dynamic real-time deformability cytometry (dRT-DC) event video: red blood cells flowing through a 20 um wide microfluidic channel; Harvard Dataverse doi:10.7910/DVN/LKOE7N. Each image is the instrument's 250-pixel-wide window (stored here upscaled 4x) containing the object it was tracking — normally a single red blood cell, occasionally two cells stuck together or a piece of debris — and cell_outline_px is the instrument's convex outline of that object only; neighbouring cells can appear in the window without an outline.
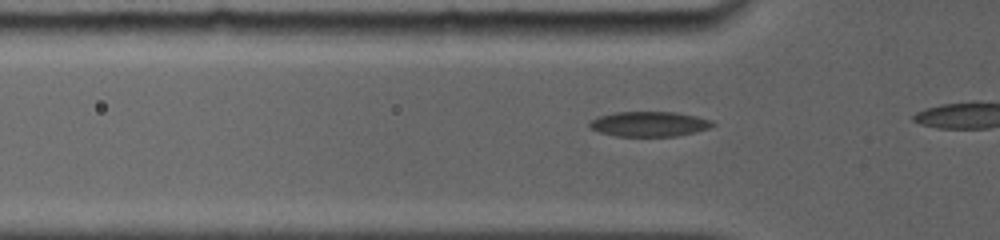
{"species": "common noctule bat (a hibernating species)", "species_latin": "Nyctalus noctula", "temperature_condition": "room temperature", "stored_images_in_passage": 4, "camera_frame_rate_fps": 5000, "um_per_image_px": 0.085, "animal": {"sex": "female", "body_mass_g": 19.0, "forearm_length_mm": 56.7}, "frame": {"image": 1, "passage_image": 2, "time_ms": 0.4, "image_size_px": [1000, 240], "cell_outline_px": [[716, 124], [708, 128], [676, 136], [616, 136], [600, 132], [592, 128], [588, 124], [592, 120], [600, 116], [616, 112], [676, 112], [696, 116], [712, 120]], "centroid_in_image_um": [55.2, 10.53], "position_along_channel_um": 70.6, "area_um2": 17.69}}